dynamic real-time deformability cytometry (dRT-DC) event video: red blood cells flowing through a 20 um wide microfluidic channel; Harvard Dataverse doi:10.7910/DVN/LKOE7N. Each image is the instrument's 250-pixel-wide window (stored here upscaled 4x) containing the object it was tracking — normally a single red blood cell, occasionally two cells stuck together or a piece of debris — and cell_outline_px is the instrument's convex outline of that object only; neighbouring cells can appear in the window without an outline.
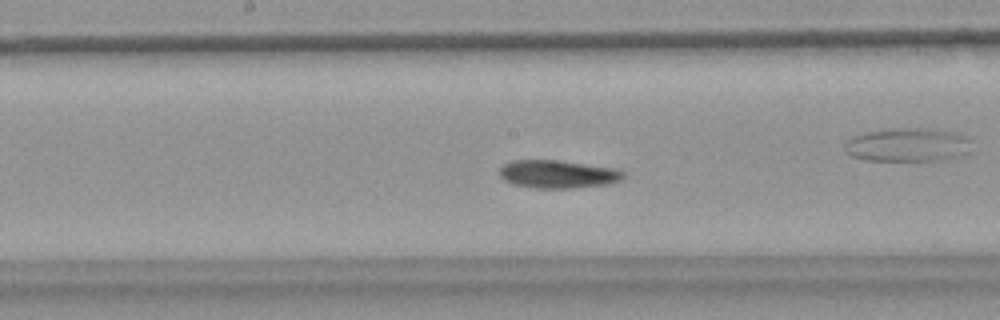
{"species": "common noctule bat (a hibernating species)", "species_latin": "Nyctalus noctula", "temperature_condition": "warm", "stored_images_in_passage": 55, "segment_of_instrument_passage": [1, 2], "camera_frame_rate_fps": 3000, "um_per_image_px": 0.085, "animal": {"sex": "female", "body_mass_g": 18.4}, "frame": {"image": 1, "passage_image": 28, "time_ms": 9.0, "image_size_px": [1000, 320], "cell_outline_px": [[624, 176], [620, 180], [608, 184], [572, 188], [532, 188], [512, 184], [504, 180], [500, 176], [500, 168], [504, 164], [512, 160], [560, 160], [616, 168], [624, 172]], "centroid_in_image_um": [47.4, 14.8], "position_along_channel_um": 200.8, "area_um2": 20.35}}
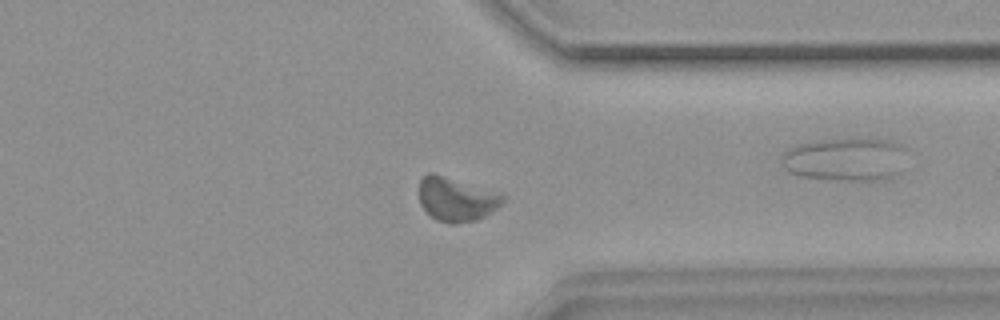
{"frame": {"image": 2, "passage_image": 42, "time_ms": 13.667, "image_size_px": [1000, 320], "cell_outline_px": [[504, 200], [496, 208], [484, 216], [476, 220], [456, 224], [448, 224], [436, 220], [420, 204], [416, 192], [420, 180], [428, 172], [432, 172], [504, 192]], "centroid_in_image_um": [38.77, 16.9], "position_along_channel_um": 372.6, "area_um2": 22.08}}
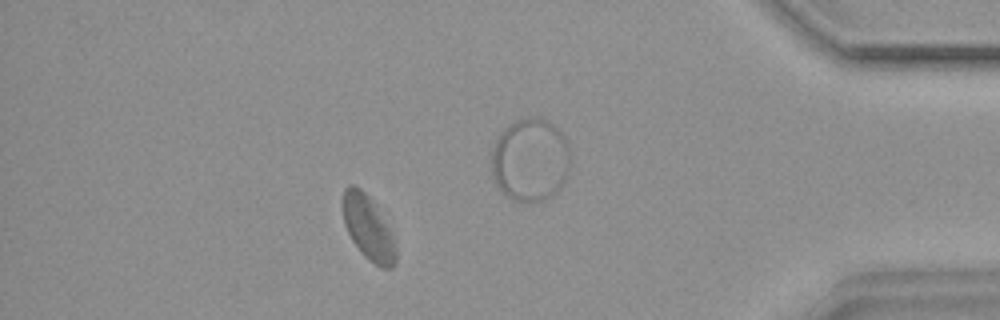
{"frame": {"image": 3, "passage_image": 48, "time_ms": 15.667, "image_size_px": [1000, 320], "cell_outline_px": [[396, 264], [392, 268], [380, 268], [364, 256], [360, 252], [352, 240], [344, 224], [340, 204], [340, 200], [344, 188], [348, 184], [352, 184], [360, 188], [372, 200], [388, 228], [396, 244]], "centroid_in_image_um": [31.24, 19.35], "position_along_channel_um": 404.0, "area_um2": 20.11}}